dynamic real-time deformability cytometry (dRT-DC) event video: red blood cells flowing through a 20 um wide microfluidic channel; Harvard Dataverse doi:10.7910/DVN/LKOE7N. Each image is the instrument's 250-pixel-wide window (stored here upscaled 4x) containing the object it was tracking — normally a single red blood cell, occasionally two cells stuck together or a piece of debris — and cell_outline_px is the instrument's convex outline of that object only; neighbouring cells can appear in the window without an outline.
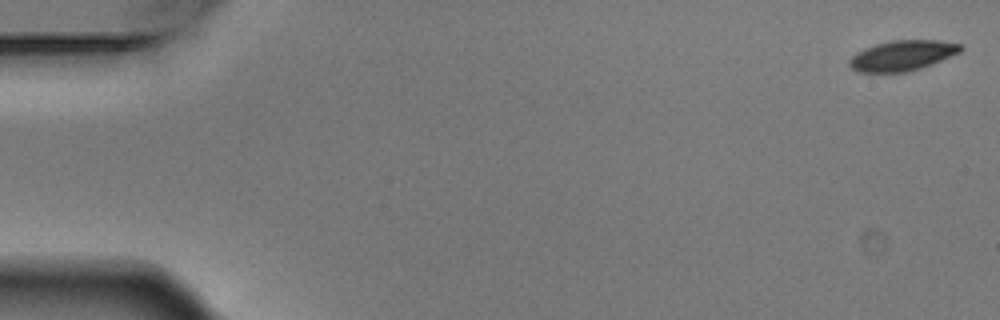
{"species": "Egyptian fruit bat (a non-hibernating species)", "species_latin": "Rousettus aegyptiacus", "temperature_condition": "warm", "stored_images_in_passage": 7, "camera_frame_rate_fps": 3000, "um_per_image_px": 0.085, "animal": {"sex": "male"}, "frame": {"image": 1, "passage_image": 1, "time_ms": 0.0, "image_size_px": [1000, 320], "cell_outline_px": [[964, 48], [960, 52], [932, 64], [920, 68], [904, 72], [856, 72], [848, 64], [848, 60], [856, 52], [864, 48], [876, 44], [892, 40], [940, 40], [964, 44]], "centroid_in_image_um": [76.71, 4.71], "position_along_channel_um": 8.3, "area_um2": 19.77}}
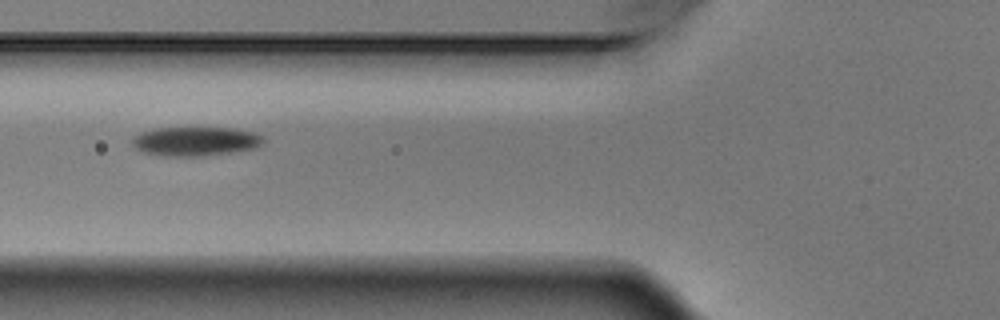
{"frame": {"image": 2, "passage_image": 6, "time_ms": 1.667, "image_size_px": [1000, 320], "cell_outline_px": [[264, 144], [256, 148], [232, 152], [204, 156], [164, 156], [140, 152], [132, 144], [132, 136], [140, 132], [156, 128], [236, 128], [252, 132], [264, 136]], "centroid_in_image_um": [16.61, 12.01], "position_along_channel_um": 109.2, "area_um2": 22.54}}
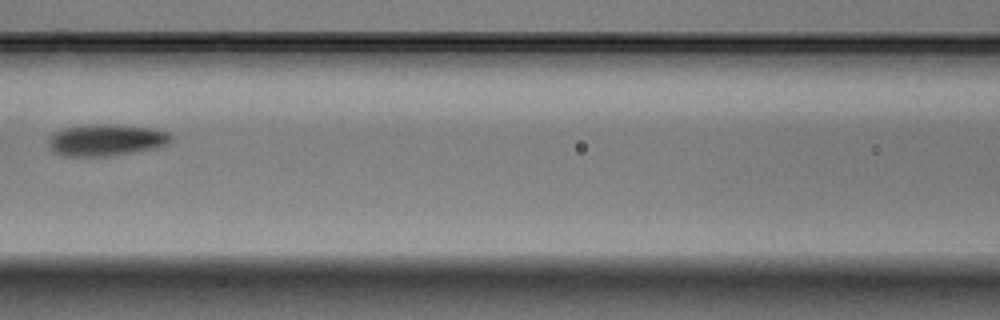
{"frame": {"image": 3, "passage_image": 7, "time_ms": 2.0, "image_size_px": [1000, 320], "cell_outline_px": [[172, 140], [168, 144], [156, 148], [132, 152], [104, 156], [64, 156], [52, 152], [48, 144], [48, 140], [52, 132], [60, 128], [92, 124], [116, 124], [152, 128], [168, 132], [172, 136]], "centroid_in_image_um": [8.98, 11.89], "position_along_channel_um": 157.6, "area_um2": 22.89}}